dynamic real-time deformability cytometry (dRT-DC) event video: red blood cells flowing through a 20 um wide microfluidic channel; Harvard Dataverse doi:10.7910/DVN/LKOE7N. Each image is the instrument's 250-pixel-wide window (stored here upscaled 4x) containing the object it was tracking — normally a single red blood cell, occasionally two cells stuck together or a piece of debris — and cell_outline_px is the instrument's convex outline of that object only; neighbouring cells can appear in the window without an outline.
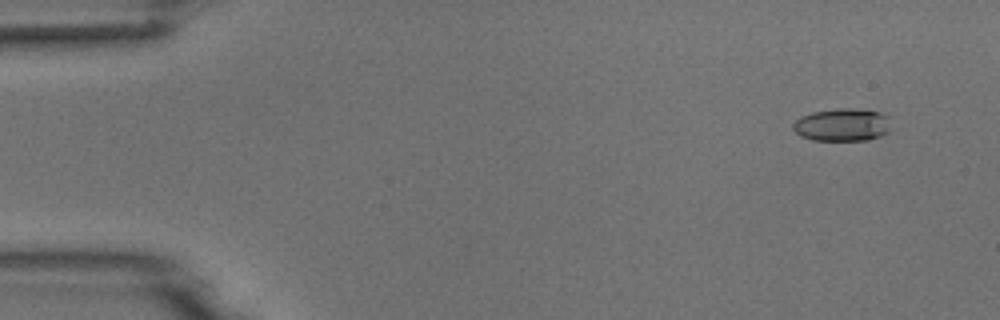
{"species": "common noctule bat (a hibernating species)", "species_latin": "Nyctalus noctula", "temperature_condition": "room temperature", "stored_images_in_passage": 9, "camera_frame_rate_fps": 3000, "um_per_image_px": 0.085, "animal": {"sex": "male", "body_mass_g": 18.8}, "frame": {"image": 1, "passage_image": 2, "time_ms": 1.0, "image_size_px": [1000, 320], "cell_outline_px": [[888, 132], [880, 136], [868, 140], [812, 140], [800, 136], [792, 128], [792, 124], [800, 116], [812, 112], [836, 108], [848, 108], [880, 112], [888, 116]], "centroid_in_image_um": [71.55, 10.61], "position_along_channel_um": 13.5, "area_um2": 18.67}}